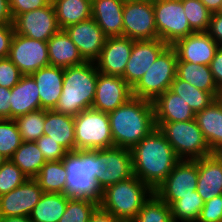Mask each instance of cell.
Returning a JSON list of instances; mask_svg holds the SVG:
<instances>
[{
    "label": "cell",
    "mask_w": 222,
    "mask_h": 222,
    "mask_svg": "<svg viewBox=\"0 0 222 222\" xmlns=\"http://www.w3.org/2000/svg\"><path fill=\"white\" fill-rule=\"evenodd\" d=\"M133 173L153 191L180 160L164 134L155 127L132 149Z\"/></svg>",
    "instance_id": "cell-1"
},
{
    "label": "cell",
    "mask_w": 222,
    "mask_h": 222,
    "mask_svg": "<svg viewBox=\"0 0 222 222\" xmlns=\"http://www.w3.org/2000/svg\"><path fill=\"white\" fill-rule=\"evenodd\" d=\"M108 116L114 147L131 150L156 127L153 102L137 97H131Z\"/></svg>",
    "instance_id": "cell-2"
},
{
    "label": "cell",
    "mask_w": 222,
    "mask_h": 222,
    "mask_svg": "<svg viewBox=\"0 0 222 222\" xmlns=\"http://www.w3.org/2000/svg\"><path fill=\"white\" fill-rule=\"evenodd\" d=\"M67 173L64 194L100 204L103 190L97 181V150H75L62 159Z\"/></svg>",
    "instance_id": "cell-3"
},
{
    "label": "cell",
    "mask_w": 222,
    "mask_h": 222,
    "mask_svg": "<svg viewBox=\"0 0 222 222\" xmlns=\"http://www.w3.org/2000/svg\"><path fill=\"white\" fill-rule=\"evenodd\" d=\"M98 72L94 62L64 68L62 93L54 110L77 116L83 110L90 109L95 97Z\"/></svg>",
    "instance_id": "cell-4"
},
{
    "label": "cell",
    "mask_w": 222,
    "mask_h": 222,
    "mask_svg": "<svg viewBox=\"0 0 222 222\" xmlns=\"http://www.w3.org/2000/svg\"><path fill=\"white\" fill-rule=\"evenodd\" d=\"M154 191L133 175L103 190L99 207L125 222H131Z\"/></svg>",
    "instance_id": "cell-5"
},
{
    "label": "cell",
    "mask_w": 222,
    "mask_h": 222,
    "mask_svg": "<svg viewBox=\"0 0 222 222\" xmlns=\"http://www.w3.org/2000/svg\"><path fill=\"white\" fill-rule=\"evenodd\" d=\"M179 159L195 160L214 154L195 119L178 122H155Z\"/></svg>",
    "instance_id": "cell-6"
},
{
    "label": "cell",
    "mask_w": 222,
    "mask_h": 222,
    "mask_svg": "<svg viewBox=\"0 0 222 222\" xmlns=\"http://www.w3.org/2000/svg\"><path fill=\"white\" fill-rule=\"evenodd\" d=\"M177 61L174 47L168 45L132 87V96L154 102L162 93L170 89L176 78Z\"/></svg>",
    "instance_id": "cell-7"
},
{
    "label": "cell",
    "mask_w": 222,
    "mask_h": 222,
    "mask_svg": "<svg viewBox=\"0 0 222 222\" xmlns=\"http://www.w3.org/2000/svg\"><path fill=\"white\" fill-rule=\"evenodd\" d=\"M76 150H99L114 147L108 113L92 108L74 116Z\"/></svg>",
    "instance_id": "cell-8"
},
{
    "label": "cell",
    "mask_w": 222,
    "mask_h": 222,
    "mask_svg": "<svg viewBox=\"0 0 222 222\" xmlns=\"http://www.w3.org/2000/svg\"><path fill=\"white\" fill-rule=\"evenodd\" d=\"M153 7L158 39L173 45L194 33L184 13L183 0H155Z\"/></svg>",
    "instance_id": "cell-9"
},
{
    "label": "cell",
    "mask_w": 222,
    "mask_h": 222,
    "mask_svg": "<svg viewBox=\"0 0 222 222\" xmlns=\"http://www.w3.org/2000/svg\"><path fill=\"white\" fill-rule=\"evenodd\" d=\"M198 182L197 159H180L170 174L156 188L154 193L169 206L182 196L190 195L196 190Z\"/></svg>",
    "instance_id": "cell-10"
},
{
    "label": "cell",
    "mask_w": 222,
    "mask_h": 222,
    "mask_svg": "<svg viewBox=\"0 0 222 222\" xmlns=\"http://www.w3.org/2000/svg\"><path fill=\"white\" fill-rule=\"evenodd\" d=\"M133 175L130 149L111 147L97 150V181L102 190Z\"/></svg>",
    "instance_id": "cell-11"
},
{
    "label": "cell",
    "mask_w": 222,
    "mask_h": 222,
    "mask_svg": "<svg viewBox=\"0 0 222 222\" xmlns=\"http://www.w3.org/2000/svg\"><path fill=\"white\" fill-rule=\"evenodd\" d=\"M123 36L134 41L158 39L153 2L125 0Z\"/></svg>",
    "instance_id": "cell-12"
},
{
    "label": "cell",
    "mask_w": 222,
    "mask_h": 222,
    "mask_svg": "<svg viewBox=\"0 0 222 222\" xmlns=\"http://www.w3.org/2000/svg\"><path fill=\"white\" fill-rule=\"evenodd\" d=\"M8 58L23 75H31L49 64L47 42L14 33Z\"/></svg>",
    "instance_id": "cell-13"
},
{
    "label": "cell",
    "mask_w": 222,
    "mask_h": 222,
    "mask_svg": "<svg viewBox=\"0 0 222 222\" xmlns=\"http://www.w3.org/2000/svg\"><path fill=\"white\" fill-rule=\"evenodd\" d=\"M12 24L14 33L45 42L60 30L53 4L17 15Z\"/></svg>",
    "instance_id": "cell-14"
},
{
    "label": "cell",
    "mask_w": 222,
    "mask_h": 222,
    "mask_svg": "<svg viewBox=\"0 0 222 222\" xmlns=\"http://www.w3.org/2000/svg\"><path fill=\"white\" fill-rule=\"evenodd\" d=\"M131 97H133L132 88L122 77L98 72L95 97L91 108L110 113Z\"/></svg>",
    "instance_id": "cell-15"
},
{
    "label": "cell",
    "mask_w": 222,
    "mask_h": 222,
    "mask_svg": "<svg viewBox=\"0 0 222 222\" xmlns=\"http://www.w3.org/2000/svg\"><path fill=\"white\" fill-rule=\"evenodd\" d=\"M44 191L34 178L0 196V216H30Z\"/></svg>",
    "instance_id": "cell-16"
},
{
    "label": "cell",
    "mask_w": 222,
    "mask_h": 222,
    "mask_svg": "<svg viewBox=\"0 0 222 222\" xmlns=\"http://www.w3.org/2000/svg\"><path fill=\"white\" fill-rule=\"evenodd\" d=\"M64 30L77 46L85 62H95L98 59L107 36L92 17Z\"/></svg>",
    "instance_id": "cell-17"
},
{
    "label": "cell",
    "mask_w": 222,
    "mask_h": 222,
    "mask_svg": "<svg viewBox=\"0 0 222 222\" xmlns=\"http://www.w3.org/2000/svg\"><path fill=\"white\" fill-rule=\"evenodd\" d=\"M168 46L160 39L135 41L122 78L132 88Z\"/></svg>",
    "instance_id": "cell-18"
},
{
    "label": "cell",
    "mask_w": 222,
    "mask_h": 222,
    "mask_svg": "<svg viewBox=\"0 0 222 222\" xmlns=\"http://www.w3.org/2000/svg\"><path fill=\"white\" fill-rule=\"evenodd\" d=\"M172 46L177 53L178 61L208 66L219 48L208 32H194L178 39Z\"/></svg>",
    "instance_id": "cell-19"
},
{
    "label": "cell",
    "mask_w": 222,
    "mask_h": 222,
    "mask_svg": "<svg viewBox=\"0 0 222 222\" xmlns=\"http://www.w3.org/2000/svg\"><path fill=\"white\" fill-rule=\"evenodd\" d=\"M134 42L124 36L107 37L98 59L94 62L97 70L122 77Z\"/></svg>",
    "instance_id": "cell-20"
},
{
    "label": "cell",
    "mask_w": 222,
    "mask_h": 222,
    "mask_svg": "<svg viewBox=\"0 0 222 222\" xmlns=\"http://www.w3.org/2000/svg\"><path fill=\"white\" fill-rule=\"evenodd\" d=\"M31 76L38 86L41 109L54 110L62 93L64 68L48 65Z\"/></svg>",
    "instance_id": "cell-21"
},
{
    "label": "cell",
    "mask_w": 222,
    "mask_h": 222,
    "mask_svg": "<svg viewBox=\"0 0 222 222\" xmlns=\"http://www.w3.org/2000/svg\"><path fill=\"white\" fill-rule=\"evenodd\" d=\"M196 191L204 202L222 194V161L214 153L197 159Z\"/></svg>",
    "instance_id": "cell-22"
},
{
    "label": "cell",
    "mask_w": 222,
    "mask_h": 222,
    "mask_svg": "<svg viewBox=\"0 0 222 222\" xmlns=\"http://www.w3.org/2000/svg\"><path fill=\"white\" fill-rule=\"evenodd\" d=\"M125 0H92V18L107 37L123 36Z\"/></svg>",
    "instance_id": "cell-23"
},
{
    "label": "cell",
    "mask_w": 222,
    "mask_h": 222,
    "mask_svg": "<svg viewBox=\"0 0 222 222\" xmlns=\"http://www.w3.org/2000/svg\"><path fill=\"white\" fill-rule=\"evenodd\" d=\"M41 109L38 86L31 75H23L11 89L10 119Z\"/></svg>",
    "instance_id": "cell-24"
},
{
    "label": "cell",
    "mask_w": 222,
    "mask_h": 222,
    "mask_svg": "<svg viewBox=\"0 0 222 222\" xmlns=\"http://www.w3.org/2000/svg\"><path fill=\"white\" fill-rule=\"evenodd\" d=\"M153 104L155 122H178L195 119L192 108L170 89L162 93Z\"/></svg>",
    "instance_id": "cell-25"
},
{
    "label": "cell",
    "mask_w": 222,
    "mask_h": 222,
    "mask_svg": "<svg viewBox=\"0 0 222 222\" xmlns=\"http://www.w3.org/2000/svg\"><path fill=\"white\" fill-rule=\"evenodd\" d=\"M49 64L57 67L81 65L85 61L65 30H59L48 41Z\"/></svg>",
    "instance_id": "cell-26"
},
{
    "label": "cell",
    "mask_w": 222,
    "mask_h": 222,
    "mask_svg": "<svg viewBox=\"0 0 222 222\" xmlns=\"http://www.w3.org/2000/svg\"><path fill=\"white\" fill-rule=\"evenodd\" d=\"M195 120L211 151L215 153L222 148V103L218 98L201 112L196 113Z\"/></svg>",
    "instance_id": "cell-27"
},
{
    "label": "cell",
    "mask_w": 222,
    "mask_h": 222,
    "mask_svg": "<svg viewBox=\"0 0 222 222\" xmlns=\"http://www.w3.org/2000/svg\"><path fill=\"white\" fill-rule=\"evenodd\" d=\"M44 135L61 144L68 152L76 150L74 116L45 110Z\"/></svg>",
    "instance_id": "cell-28"
},
{
    "label": "cell",
    "mask_w": 222,
    "mask_h": 222,
    "mask_svg": "<svg viewBox=\"0 0 222 222\" xmlns=\"http://www.w3.org/2000/svg\"><path fill=\"white\" fill-rule=\"evenodd\" d=\"M60 30L92 17V0H52Z\"/></svg>",
    "instance_id": "cell-29"
},
{
    "label": "cell",
    "mask_w": 222,
    "mask_h": 222,
    "mask_svg": "<svg viewBox=\"0 0 222 222\" xmlns=\"http://www.w3.org/2000/svg\"><path fill=\"white\" fill-rule=\"evenodd\" d=\"M176 76L196 88L211 92L216 98L218 97L220 89L215 84L212 72L208 65L177 61Z\"/></svg>",
    "instance_id": "cell-30"
},
{
    "label": "cell",
    "mask_w": 222,
    "mask_h": 222,
    "mask_svg": "<svg viewBox=\"0 0 222 222\" xmlns=\"http://www.w3.org/2000/svg\"><path fill=\"white\" fill-rule=\"evenodd\" d=\"M69 198L62 193H44L34 206L30 220L32 222H59L65 213Z\"/></svg>",
    "instance_id": "cell-31"
},
{
    "label": "cell",
    "mask_w": 222,
    "mask_h": 222,
    "mask_svg": "<svg viewBox=\"0 0 222 222\" xmlns=\"http://www.w3.org/2000/svg\"><path fill=\"white\" fill-rule=\"evenodd\" d=\"M10 160L18 166L28 178H35L46 163L43 153L36 142L23 141Z\"/></svg>",
    "instance_id": "cell-32"
},
{
    "label": "cell",
    "mask_w": 222,
    "mask_h": 222,
    "mask_svg": "<svg viewBox=\"0 0 222 222\" xmlns=\"http://www.w3.org/2000/svg\"><path fill=\"white\" fill-rule=\"evenodd\" d=\"M170 90L179 95L196 114L208 107L216 97L211 92L196 88L177 76L170 86Z\"/></svg>",
    "instance_id": "cell-33"
},
{
    "label": "cell",
    "mask_w": 222,
    "mask_h": 222,
    "mask_svg": "<svg viewBox=\"0 0 222 222\" xmlns=\"http://www.w3.org/2000/svg\"><path fill=\"white\" fill-rule=\"evenodd\" d=\"M67 173L62 160L46 162L34 178L44 193H62L66 183Z\"/></svg>",
    "instance_id": "cell-34"
},
{
    "label": "cell",
    "mask_w": 222,
    "mask_h": 222,
    "mask_svg": "<svg viewBox=\"0 0 222 222\" xmlns=\"http://www.w3.org/2000/svg\"><path fill=\"white\" fill-rule=\"evenodd\" d=\"M203 206L204 201L196 190L190 195L182 196L170 206L173 222H196Z\"/></svg>",
    "instance_id": "cell-35"
},
{
    "label": "cell",
    "mask_w": 222,
    "mask_h": 222,
    "mask_svg": "<svg viewBox=\"0 0 222 222\" xmlns=\"http://www.w3.org/2000/svg\"><path fill=\"white\" fill-rule=\"evenodd\" d=\"M131 222H173L171 207L153 193Z\"/></svg>",
    "instance_id": "cell-36"
},
{
    "label": "cell",
    "mask_w": 222,
    "mask_h": 222,
    "mask_svg": "<svg viewBox=\"0 0 222 222\" xmlns=\"http://www.w3.org/2000/svg\"><path fill=\"white\" fill-rule=\"evenodd\" d=\"M14 120L23 141L35 142L44 135L45 109L32 111Z\"/></svg>",
    "instance_id": "cell-37"
},
{
    "label": "cell",
    "mask_w": 222,
    "mask_h": 222,
    "mask_svg": "<svg viewBox=\"0 0 222 222\" xmlns=\"http://www.w3.org/2000/svg\"><path fill=\"white\" fill-rule=\"evenodd\" d=\"M183 8L188 23L194 32H207L212 13L200 0H183Z\"/></svg>",
    "instance_id": "cell-38"
},
{
    "label": "cell",
    "mask_w": 222,
    "mask_h": 222,
    "mask_svg": "<svg viewBox=\"0 0 222 222\" xmlns=\"http://www.w3.org/2000/svg\"><path fill=\"white\" fill-rule=\"evenodd\" d=\"M23 140L14 119H0V153L10 159Z\"/></svg>",
    "instance_id": "cell-39"
},
{
    "label": "cell",
    "mask_w": 222,
    "mask_h": 222,
    "mask_svg": "<svg viewBox=\"0 0 222 222\" xmlns=\"http://www.w3.org/2000/svg\"><path fill=\"white\" fill-rule=\"evenodd\" d=\"M98 207V204L87 199H69L59 222H88Z\"/></svg>",
    "instance_id": "cell-40"
},
{
    "label": "cell",
    "mask_w": 222,
    "mask_h": 222,
    "mask_svg": "<svg viewBox=\"0 0 222 222\" xmlns=\"http://www.w3.org/2000/svg\"><path fill=\"white\" fill-rule=\"evenodd\" d=\"M28 177L10 159L0 167V196L22 185Z\"/></svg>",
    "instance_id": "cell-41"
},
{
    "label": "cell",
    "mask_w": 222,
    "mask_h": 222,
    "mask_svg": "<svg viewBox=\"0 0 222 222\" xmlns=\"http://www.w3.org/2000/svg\"><path fill=\"white\" fill-rule=\"evenodd\" d=\"M35 142L46 162L62 160L68 152L61 144L50 139L48 135H42Z\"/></svg>",
    "instance_id": "cell-42"
},
{
    "label": "cell",
    "mask_w": 222,
    "mask_h": 222,
    "mask_svg": "<svg viewBox=\"0 0 222 222\" xmlns=\"http://www.w3.org/2000/svg\"><path fill=\"white\" fill-rule=\"evenodd\" d=\"M22 76L21 71L8 57L0 58V86L12 89Z\"/></svg>",
    "instance_id": "cell-43"
},
{
    "label": "cell",
    "mask_w": 222,
    "mask_h": 222,
    "mask_svg": "<svg viewBox=\"0 0 222 222\" xmlns=\"http://www.w3.org/2000/svg\"><path fill=\"white\" fill-rule=\"evenodd\" d=\"M196 222H222V194L204 202Z\"/></svg>",
    "instance_id": "cell-44"
},
{
    "label": "cell",
    "mask_w": 222,
    "mask_h": 222,
    "mask_svg": "<svg viewBox=\"0 0 222 222\" xmlns=\"http://www.w3.org/2000/svg\"><path fill=\"white\" fill-rule=\"evenodd\" d=\"M11 17L52 4V0H8Z\"/></svg>",
    "instance_id": "cell-45"
},
{
    "label": "cell",
    "mask_w": 222,
    "mask_h": 222,
    "mask_svg": "<svg viewBox=\"0 0 222 222\" xmlns=\"http://www.w3.org/2000/svg\"><path fill=\"white\" fill-rule=\"evenodd\" d=\"M14 35L12 23L0 24V58H7Z\"/></svg>",
    "instance_id": "cell-46"
},
{
    "label": "cell",
    "mask_w": 222,
    "mask_h": 222,
    "mask_svg": "<svg viewBox=\"0 0 222 222\" xmlns=\"http://www.w3.org/2000/svg\"><path fill=\"white\" fill-rule=\"evenodd\" d=\"M215 84L222 89V46L217 49L214 58L209 64Z\"/></svg>",
    "instance_id": "cell-47"
},
{
    "label": "cell",
    "mask_w": 222,
    "mask_h": 222,
    "mask_svg": "<svg viewBox=\"0 0 222 222\" xmlns=\"http://www.w3.org/2000/svg\"><path fill=\"white\" fill-rule=\"evenodd\" d=\"M207 32L219 46H222V14L218 12L212 13Z\"/></svg>",
    "instance_id": "cell-48"
},
{
    "label": "cell",
    "mask_w": 222,
    "mask_h": 222,
    "mask_svg": "<svg viewBox=\"0 0 222 222\" xmlns=\"http://www.w3.org/2000/svg\"><path fill=\"white\" fill-rule=\"evenodd\" d=\"M11 89L0 86V119H10Z\"/></svg>",
    "instance_id": "cell-49"
},
{
    "label": "cell",
    "mask_w": 222,
    "mask_h": 222,
    "mask_svg": "<svg viewBox=\"0 0 222 222\" xmlns=\"http://www.w3.org/2000/svg\"><path fill=\"white\" fill-rule=\"evenodd\" d=\"M88 222H125L120 218L115 217L109 212L104 211L102 208L98 207L92 214Z\"/></svg>",
    "instance_id": "cell-50"
},
{
    "label": "cell",
    "mask_w": 222,
    "mask_h": 222,
    "mask_svg": "<svg viewBox=\"0 0 222 222\" xmlns=\"http://www.w3.org/2000/svg\"><path fill=\"white\" fill-rule=\"evenodd\" d=\"M9 1L0 0V24L12 23Z\"/></svg>",
    "instance_id": "cell-51"
},
{
    "label": "cell",
    "mask_w": 222,
    "mask_h": 222,
    "mask_svg": "<svg viewBox=\"0 0 222 222\" xmlns=\"http://www.w3.org/2000/svg\"><path fill=\"white\" fill-rule=\"evenodd\" d=\"M205 7L211 12L216 13L220 10L222 5V0H200Z\"/></svg>",
    "instance_id": "cell-52"
},
{
    "label": "cell",
    "mask_w": 222,
    "mask_h": 222,
    "mask_svg": "<svg viewBox=\"0 0 222 222\" xmlns=\"http://www.w3.org/2000/svg\"><path fill=\"white\" fill-rule=\"evenodd\" d=\"M0 222H32V221L28 216H12V217L0 216Z\"/></svg>",
    "instance_id": "cell-53"
},
{
    "label": "cell",
    "mask_w": 222,
    "mask_h": 222,
    "mask_svg": "<svg viewBox=\"0 0 222 222\" xmlns=\"http://www.w3.org/2000/svg\"><path fill=\"white\" fill-rule=\"evenodd\" d=\"M215 154L218 156V158L222 161V148H220L218 151L215 152Z\"/></svg>",
    "instance_id": "cell-54"
},
{
    "label": "cell",
    "mask_w": 222,
    "mask_h": 222,
    "mask_svg": "<svg viewBox=\"0 0 222 222\" xmlns=\"http://www.w3.org/2000/svg\"><path fill=\"white\" fill-rule=\"evenodd\" d=\"M6 161V158L0 153V167Z\"/></svg>",
    "instance_id": "cell-55"
},
{
    "label": "cell",
    "mask_w": 222,
    "mask_h": 222,
    "mask_svg": "<svg viewBox=\"0 0 222 222\" xmlns=\"http://www.w3.org/2000/svg\"><path fill=\"white\" fill-rule=\"evenodd\" d=\"M218 100L222 103V89H220V92L218 93Z\"/></svg>",
    "instance_id": "cell-56"
},
{
    "label": "cell",
    "mask_w": 222,
    "mask_h": 222,
    "mask_svg": "<svg viewBox=\"0 0 222 222\" xmlns=\"http://www.w3.org/2000/svg\"><path fill=\"white\" fill-rule=\"evenodd\" d=\"M128 1H145V2H153L155 0H128Z\"/></svg>",
    "instance_id": "cell-57"
},
{
    "label": "cell",
    "mask_w": 222,
    "mask_h": 222,
    "mask_svg": "<svg viewBox=\"0 0 222 222\" xmlns=\"http://www.w3.org/2000/svg\"><path fill=\"white\" fill-rule=\"evenodd\" d=\"M218 13L222 14V5H221V8H220V10L218 11Z\"/></svg>",
    "instance_id": "cell-58"
}]
</instances>
